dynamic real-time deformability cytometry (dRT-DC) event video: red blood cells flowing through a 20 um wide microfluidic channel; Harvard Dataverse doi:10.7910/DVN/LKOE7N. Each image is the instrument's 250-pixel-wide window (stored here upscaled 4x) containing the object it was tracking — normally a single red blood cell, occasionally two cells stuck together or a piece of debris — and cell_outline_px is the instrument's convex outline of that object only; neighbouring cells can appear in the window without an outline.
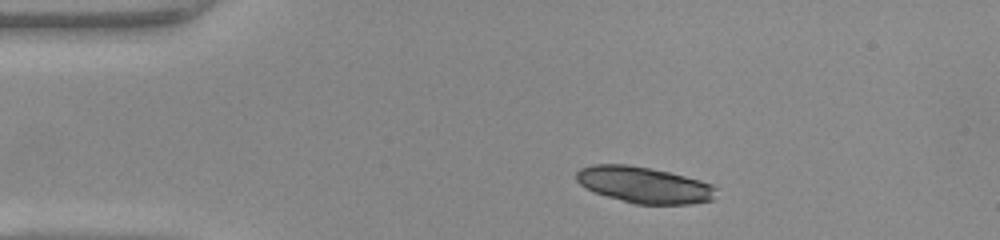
{"species": "common noctule bat (a hibernating species)", "species_latin": "Nyctalus noctula", "temperature_condition": "warm", "stored_images_in_passage": 40, "camera_frame_rate_fps": 3000, "um_per_image_px": 0.085, "animal": {"sex": "female", "body_mass_g": 22.0, "forearm_length_mm": 56.7}, "frame": {"image": 1, "passage_image": 1, "time_ms": 0.0, "image_size_px": [1000, 240], "cell_outline_px": [[716, 188], [712, 200], [692, 204], [636, 204], [608, 196], [596, 192], [580, 184], [576, 180], [576, 172], [580, 168], [592, 164], [624, 164], [652, 168], [700, 180], [712, 184]], "centroid_in_image_um": [54.74, 15.7], "position_along_channel_um": 30.3, "area_um2": 29.3}}
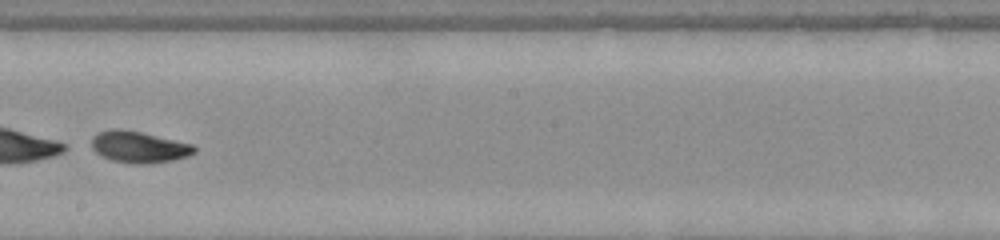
{"frame": {"image": 2, "passage_image": 20, "time_ms": 6.333, "image_size_px": [1000, 240], "cell_outline_px": [[196, 152], [188, 156], [172, 160], [144, 164], [136, 164], [112, 160], [100, 156], [92, 148], [92, 136], [96, 132], [112, 128], [120, 128], [140, 132], [192, 144], [196, 148]], "centroid_in_image_um": [11.76, 12.48], "position_along_channel_um": 236.4, "area_um2": 18.84}}